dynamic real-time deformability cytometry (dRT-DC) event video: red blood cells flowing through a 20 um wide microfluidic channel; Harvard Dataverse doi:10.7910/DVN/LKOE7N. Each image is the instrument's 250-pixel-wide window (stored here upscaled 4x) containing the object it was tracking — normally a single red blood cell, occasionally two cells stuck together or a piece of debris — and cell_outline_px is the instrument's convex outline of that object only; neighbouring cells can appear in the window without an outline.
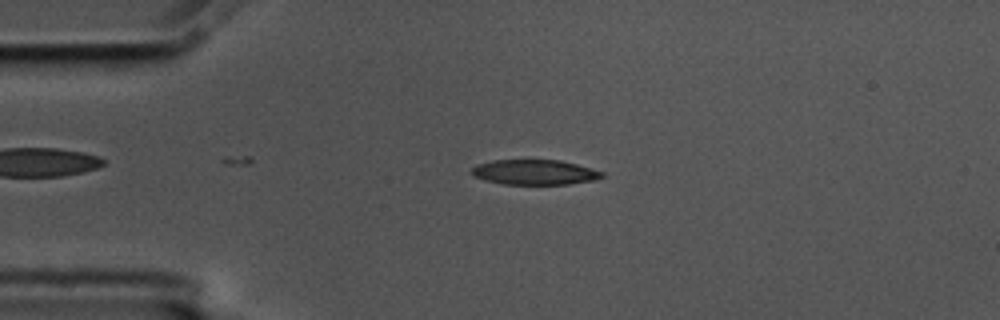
{"species": "common noctule bat (a hibernating species)", "species_latin": "Nyctalus noctula", "temperature_condition": "cold", "stored_images_in_passage": 48, "camera_frame_rate_fps": 3000, "um_per_image_px": 0.085, "animal": {"sex": "male", "body_mass_g": 17.5, "forearm_length_mm": 52.3}, "frame": {"image": 1, "passage_image": 5, "time_ms": 1.333, "image_size_px": [1000, 320], "cell_outline_px": [[604, 176], [596, 180], [568, 184], [504, 184], [484, 180], [472, 176], [468, 172], [476, 164], [492, 160], [560, 160], [576, 164], [604, 172]], "centroid_in_image_um": [45.4, 14.64], "position_along_channel_um": 39.6, "area_um2": 19.19}}
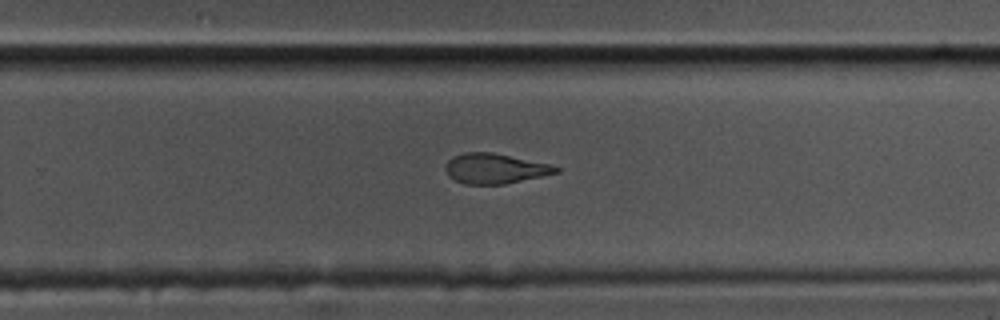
{"frame": {"image": 2, "passage_image": 28, "time_ms": 9.0, "image_size_px": [1000, 320], "cell_outline_px": [[560, 172], [504, 184], [464, 184], [448, 176], [444, 168], [448, 160], [452, 156], [464, 152], [492, 152], [552, 164], [560, 168]], "centroid_in_image_um": [42.06, 14.31], "position_along_channel_um": 287.7, "area_um2": 19.48}}
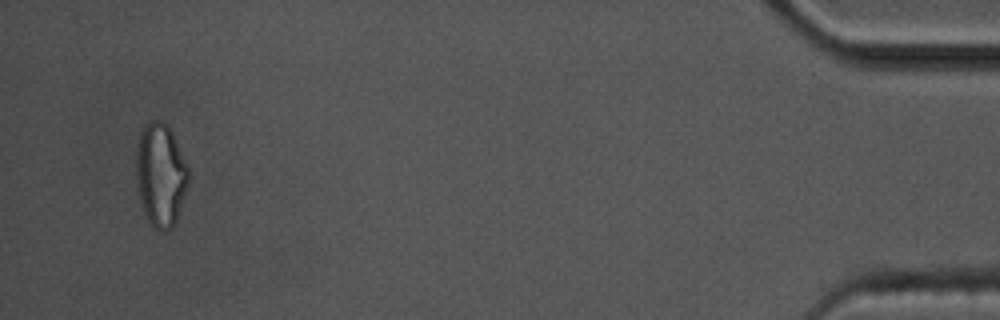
{"frame": {"image": 3, "passage_image": 46, "time_ms": 15.0, "image_size_px": [1000, 320], "cell_outline_px": [[188, 184], [176, 224], [172, 228], [164, 232], [160, 232], [148, 220], [140, 204], [136, 176], [136, 152], [140, 132], [144, 124], [152, 120], [164, 120], [168, 124], [172, 132], [188, 168]], "centroid_in_image_um": [13.64, 14.87], "position_along_channel_um": 421.6, "area_um2": 31.73}, "authors_computed_cell_mechanics": {"area_um2": 20.4034, "velocity_mm_per_s": 3.572, "shape_relaxation_time_tau1_ms": 5.7318, "shape_relaxation_time_tau2_ms": 4.0751, "deformation_change_tau1": 0.2085, "deformation_change_tau2": 0.1219}}